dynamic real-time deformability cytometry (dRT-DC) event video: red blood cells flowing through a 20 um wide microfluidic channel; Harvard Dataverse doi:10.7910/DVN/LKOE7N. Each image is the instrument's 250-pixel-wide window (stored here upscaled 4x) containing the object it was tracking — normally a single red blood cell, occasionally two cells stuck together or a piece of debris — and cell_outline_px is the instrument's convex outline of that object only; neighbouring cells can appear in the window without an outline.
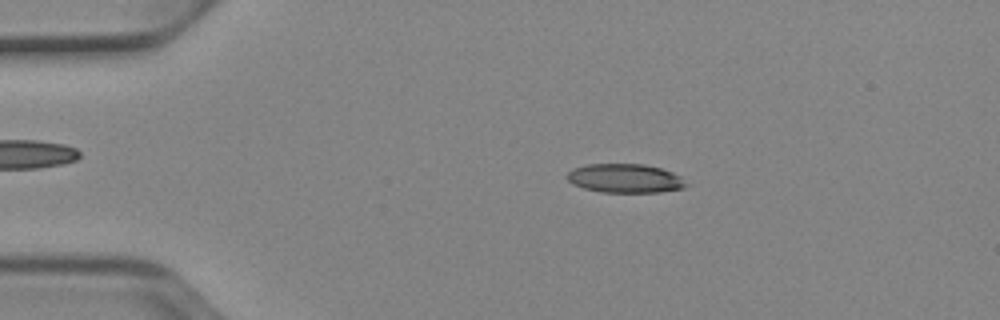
{"species": "Egyptian fruit bat (a non-hibernating species)", "species_latin": "Rousettus aegyptiacus", "temperature_condition": "cold", "stored_images_in_passage": 47, "camera_frame_rate_fps": 3000, "um_per_image_px": 0.085, "animal": {"sex": "female"}, "frame": {"image": 1, "passage_image": 6, "time_ms": 1.667, "image_size_px": [1000, 320], "cell_outline_px": [[692, 184], [684, 188], [660, 192], [600, 192], [584, 188], [572, 184], [568, 180], [568, 172], [572, 168], [588, 164], [644, 164], [660, 168], [672, 172], [680, 176]], "centroid_in_image_um": [53.17, 15.16], "position_along_channel_um": 31.8, "area_um2": 20.23}}
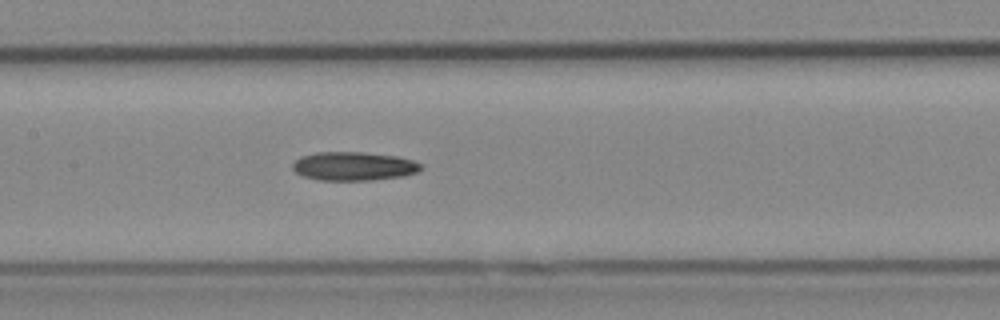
{"frame": {"image": 2, "passage_image": 21, "time_ms": 6.667, "image_size_px": [1000, 320], "cell_outline_px": [[424, 168], [416, 172], [404, 176], [372, 180], [320, 180], [304, 176], [296, 172], [292, 168], [292, 164], [300, 156], [316, 152], [364, 152], [396, 156], [412, 160], [420, 164]], "centroid_in_image_um": [30.06, 14.12], "position_along_channel_um": 177.3, "area_um2": 21.44}}
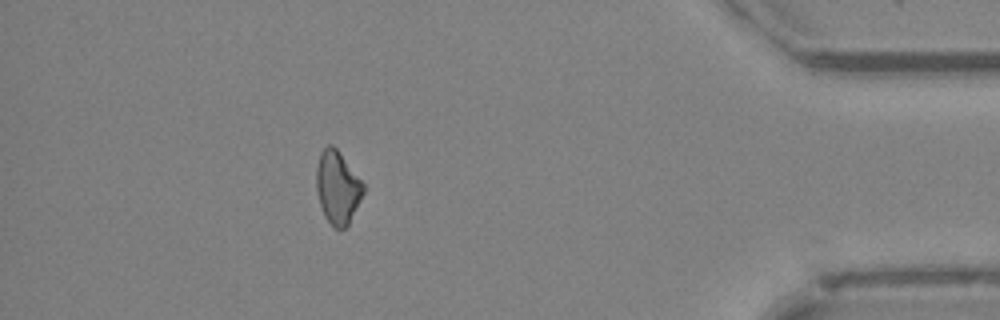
{"frame": {"image": 3, "passage_image": 42, "time_ms": 13.667, "image_size_px": [1000, 320], "cell_outline_px": [[364, 192], [348, 224], [344, 228], [332, 228], [324, 216], [316, 192], [316, 168], [320, 152], [328, 144], [332, 144], [336, 148], [364, 184]], "centroid_in_image_um": [28.66, 15.93], "position_along_channel_um": 406.5, "area_um2": 19.83}}